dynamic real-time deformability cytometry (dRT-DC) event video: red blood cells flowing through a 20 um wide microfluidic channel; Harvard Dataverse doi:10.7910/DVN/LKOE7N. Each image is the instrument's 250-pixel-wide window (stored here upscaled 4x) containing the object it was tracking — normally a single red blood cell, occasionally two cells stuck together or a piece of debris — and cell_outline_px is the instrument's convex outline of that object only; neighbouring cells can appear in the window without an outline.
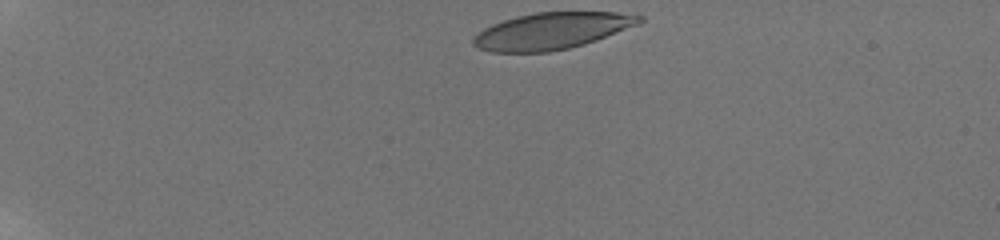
{"species": "human", "species_latin": "Homo sapiens", "temperature_condition": "room temperature", "stored_images_in_passage": 18, "camera_frame_rate_fps": 3000, "um_per_image_px": 0.085, "donor": {"sex": "male"}, "frame": {"image": 1, "passage_image": 1, "time_ms": 0.0, "image_size_px": [1000, 240], "cell_outline_px": [[644, 20], [640, 24], [596, 40], [584, 44], [568, 48], [548, 52], [488, 52], [476, 48], [472, 44], [472, 40], [484, 28], [492, 24], [516, 16], [536, 12], [640, 12], [644, 16]], "centroid_in_image_um": [46.97, 2.61], "position_along_channel_um": 38.0, "area_um2": 35.84}}